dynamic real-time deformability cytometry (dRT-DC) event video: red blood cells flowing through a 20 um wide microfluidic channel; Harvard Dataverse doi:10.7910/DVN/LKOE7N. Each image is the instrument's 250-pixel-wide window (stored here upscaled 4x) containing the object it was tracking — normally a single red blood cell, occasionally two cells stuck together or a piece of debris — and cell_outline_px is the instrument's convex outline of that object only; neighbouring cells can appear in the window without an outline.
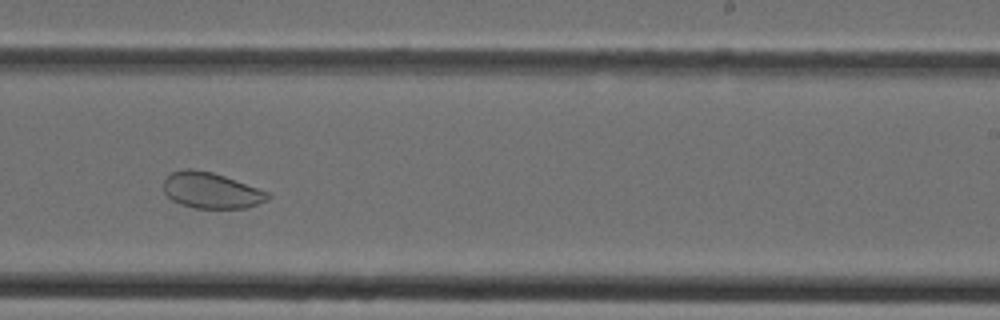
{"species": "Egyptian fruit bat (a non-hibernating species)", "species_latin": "Rousettus aegyptiacus", "temperature_condition": "cold", "stored_images_in_passage": 34, "camera_frame_rate_fps": 3000, "um_per_image_px": 0.085, "animal": {"sex": "female"}, "frame": {"image": 1, "passage_image": 20, "time_ms": 6.333, "image_size_px": [1000, 320], "cell_outline_px": [[272, 196], [268, 200], [248, 208], [196, 208], [180, 204], [172, 200], [164, 192], [164, 180], [172, 172], [184, 168], [192, 168], [212, 172], [224, 176], [268, 192]], "centroid_in_image_um": [17.95, 16.19], "position_along_channel_um": 271.1, "area_um2": 21.79}}